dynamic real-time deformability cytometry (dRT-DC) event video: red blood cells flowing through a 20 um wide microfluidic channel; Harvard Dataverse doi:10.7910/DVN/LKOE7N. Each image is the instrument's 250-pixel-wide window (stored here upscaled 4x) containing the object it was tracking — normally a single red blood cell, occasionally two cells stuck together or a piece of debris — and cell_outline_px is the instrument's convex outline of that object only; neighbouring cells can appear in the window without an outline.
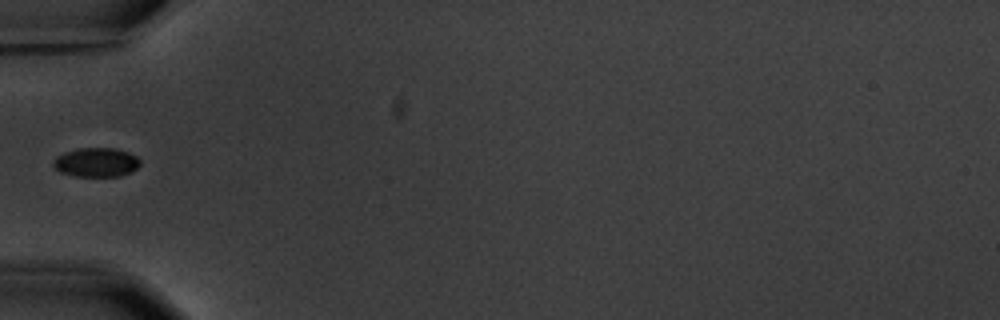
{"species": "common noctule bat (a hibernating species)", "species_latin": "Nyctalus noctula", "temperature_condition": "warm", "stored_images_in_passage": 7, "segment_of_instrument_passage": [2, 2], "camera_frame_rate_fps": 3000, "um_per_image_px": 0.085, "animal": {"sex": "male", "body_mass_g": 20.1, "forearm_length_mm": 53.5}, "frame": {"image": 1, "passage_image": 5, "time_ms": 4.667, "image_size_px": [1000, 320], "cell_outline_px": [[140, 164], [132, 172], [120, 176], [76, 176], [60, 172], [52, 164], [52, 160], [56, 156], [64, 152], [76, 148], [116, 148], [128, 152], [136, 156], [140, 160]], "centroid_in_image_um": [8.17, 13.79], "position_along_channel_um": 76.8, "area_um2": 14.85}}
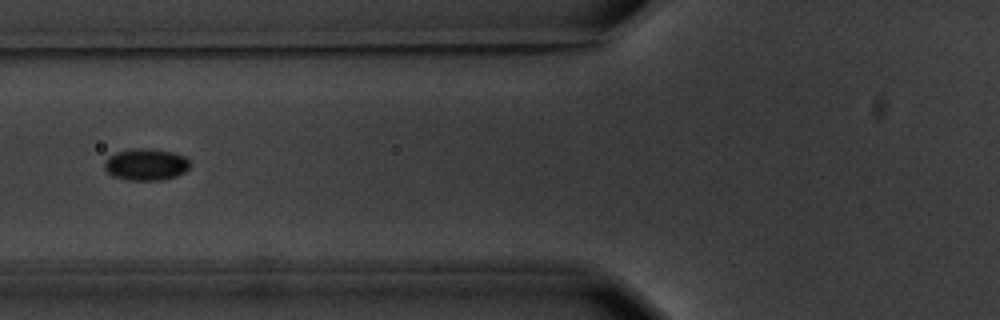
{"frame": {"image": 2, "passage_image": 6, "time_ms": 5.667, "image_size_px": [1000, 320], "cell_outline_px": [[188, 168], [184, 172], [176, 176], [160, 180], [128, 180], [112, 176], [104, 168], [104, 160], [108, 156], [116, 152], [136, 148], [152, 148], [172, 152], [184, 156], [188, 160]], "centroid_in_image_um": [12.36, 13.97], "position_along_channel_um": 113.4, "area_um2": 15.84}}